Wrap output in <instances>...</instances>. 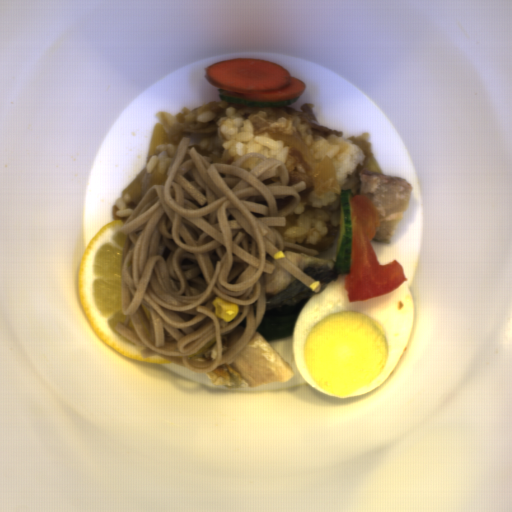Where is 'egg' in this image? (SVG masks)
Masks as SVG:
<instances>
[{
  "label": "egg",
  "mask_w": 512,
  "mask_h": 512,
  "mask_svg": "<svg viewBox=\"0 0 512 512\" xmlns=\"http://www.w3.org/2000/svg\"><path fill=\"white\" fill-rule=\"evenodd\" d=\"M345 273L314 293L292 333L295 367L315 390L334 398L374 392L397 368L413 333L409 285L369 301L349 302Z\"/></svg>",
  "instance_id": "egg-1"
}]
</instances>
